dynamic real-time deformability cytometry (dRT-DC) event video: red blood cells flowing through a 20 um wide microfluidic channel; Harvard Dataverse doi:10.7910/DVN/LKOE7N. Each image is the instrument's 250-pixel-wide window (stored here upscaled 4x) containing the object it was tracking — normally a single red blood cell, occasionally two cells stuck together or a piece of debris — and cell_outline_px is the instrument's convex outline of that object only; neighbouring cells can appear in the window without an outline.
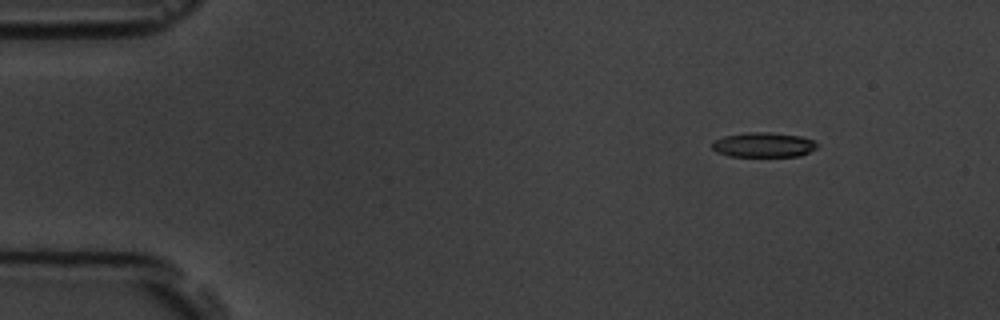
{"species": "common noctule bat (a hibernating species)", "species_latin": "Nyctalus noctula", "temperature_condition": "room temperature", "stored_images_in_passage": 4, "camera_frame_rate_fps": 3000, "um_per_image_px": 0.085, "animal": {"sex": "male", "body_mass_g": 19.5, "forearm_length_mm": 54.6}, "frame": {"image": 1, "passage_image": 2, "time_ms": 1.333, "image_size_px": [1000, 320], "cell_outline_px": [[820, 144], [816, 148], [800, 156], [728, 156], [716, 152], [712, 148], [712, 140], [724, 136], [748, 132], [768, 132], [800, 136], [812, 140]], "centroid_in_image_um": [64.87, 12.31], "position_along_channel_um": 20.1, "area_um2": 15.2}}
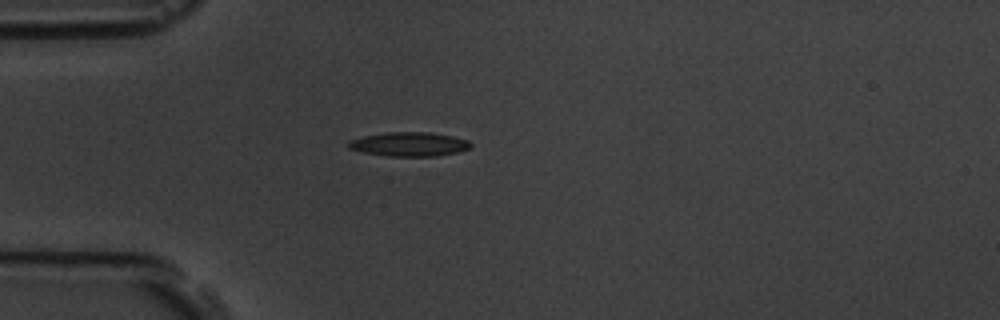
{"frame": {"image": 2, "passage_image": 4, "time_ms": 4.333, "image_size_px": [1000, 320], "cell_outline_px": [[472, 144], [468, 148], [456, 152], [436, 156], [388, 156], [364, 152], [348, 148], [348, 140], [364, 136], [388, 132], [432, 132], [452, 136], [468, 140]], "centroid_in_image_um": [34.77, 12.25], "position_along_channel_um": 50.2, "area_um2": 17.05}}